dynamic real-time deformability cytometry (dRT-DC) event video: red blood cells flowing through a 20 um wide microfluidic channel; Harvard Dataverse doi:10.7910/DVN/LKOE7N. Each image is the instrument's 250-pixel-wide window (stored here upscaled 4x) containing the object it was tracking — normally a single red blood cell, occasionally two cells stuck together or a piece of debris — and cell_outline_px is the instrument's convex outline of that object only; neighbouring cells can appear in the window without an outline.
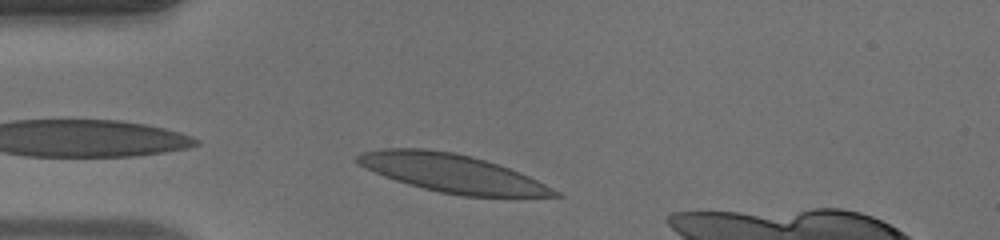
{"species": "human", "species_latin": "Homo sapiens", "temperature_condition": "warm", "stored_images_in_passage": 31, "camera_frame_rate_fps": 3000, "um_per_image_px": 0.085, "donor": {"sex": "male"}, "frame": {"image": 1, "passage_image": 3, "time_ms": 0.667, "image_size_px": [1000, 240], "cell_outline_px": [[560, 196], [464, 196], [440, 192], [424, 188], [396, 180], [376, 172], [360, 164], [356, 160], [356, 156], [364, 152], [388, 148], [424, 148], [452, 152], [484, 160], [508, 168], [536, 180], [544, 184], [556, 192]], "centroid_in_image_um": [38.38, 14.71], "position_along_channel_um": 46.6, "area_um2": 42.43}}
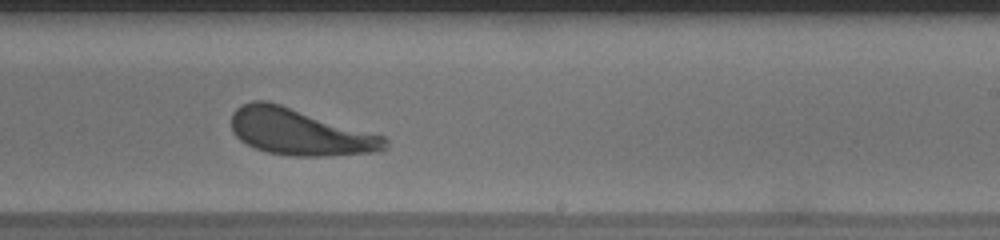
{"frame": {"image": 2, "passage_image": 20, "time_ms": 6.333, "image_size_px": [1000, 240], "cell_outline_px": [[388, 140], [384, 148], [372, 152], [324, 156], [292, 156], [268, 152], [256, 148], [240, 140], [232, 132], [232, 112], [236, 108], [252, 100], [268, 100], [384, 136]], "centroid_in_image_um": [25.43, 11.2], "position_along_channel_um": 263.6, "area_um2": 41.21}}
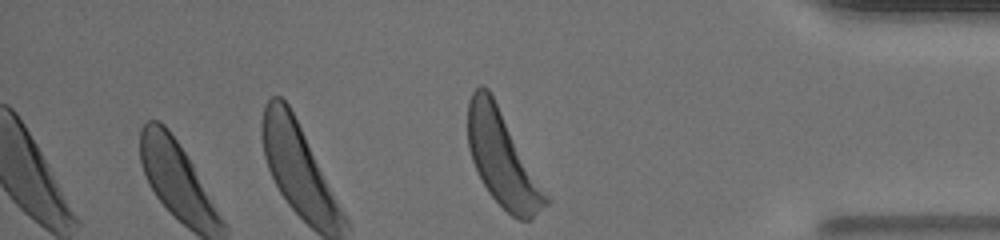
{"frame": {"image": 3, "passage_image": 31, "time_ms": 10.0, "image_size_px": [1000, 240], "cell_outline_px": [[552, 200], [548, 204], [528, 220], [520, 220], [512, 216], [488, 192], [472, 160], [468, 148], [468, 100], [472, 92], [480, 84], [484, 84], [488, 88]], "centroid_in_image_um": [42.72, 13.49], "position_along_channel_um": 392.5, "area_um2": 42.6}, "authors_computed_cell_mechanics": {"area_um2": 41.5582, "velocity_mm_per_s": 4.1585, "shape_relaxation_time_tau1_ms": 2.2548, "shape_relaxation_time_tau2_ms": 4.7068, "deformation_change_tau1": 0.1283, "deformation_change_tau2": 0.1099}}